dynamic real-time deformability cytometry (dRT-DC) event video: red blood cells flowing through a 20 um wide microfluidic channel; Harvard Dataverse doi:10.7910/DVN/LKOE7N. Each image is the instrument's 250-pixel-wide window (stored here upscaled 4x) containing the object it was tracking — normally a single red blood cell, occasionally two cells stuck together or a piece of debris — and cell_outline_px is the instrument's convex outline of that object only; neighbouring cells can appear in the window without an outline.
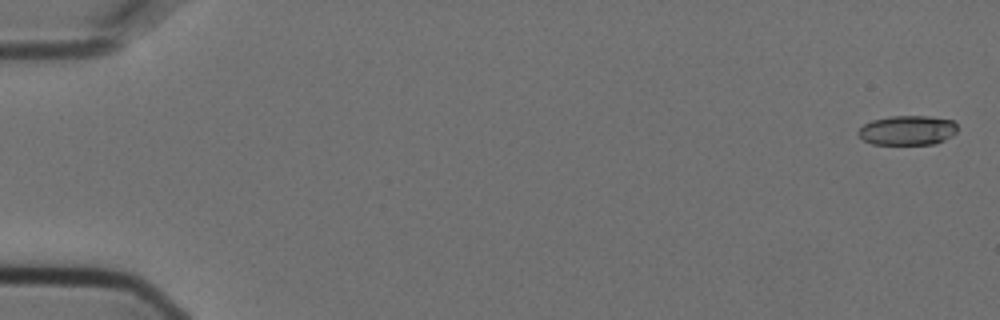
{"species": "Egyptian fruit bat (a non-hibernating species)", "species_latin": "Rousettus aegyptiacus", "temperature_condition": "cold", "stored_images_in_passage": 7, "camera_frame_rate_fps": 3000, "um_per_image_px": 0.085, "animal": {"sex": "female"}, "frame": {"image": 1, "passage_image": 1, "time_ms": 0.0, "image_size_px": [1000, 320], "cell_outline_px": [[956, 132], [952, 136], [936, 144], [872, 144], [864, 140], [856, 132], [864, 124], [872, 120], [892, 116], [928, 116], [952, 120], [956, 124]], "centroid_in_image_um": [77.14, 11.08], "position_along_channel_um": 7.9, "area_um2": 17.05}}
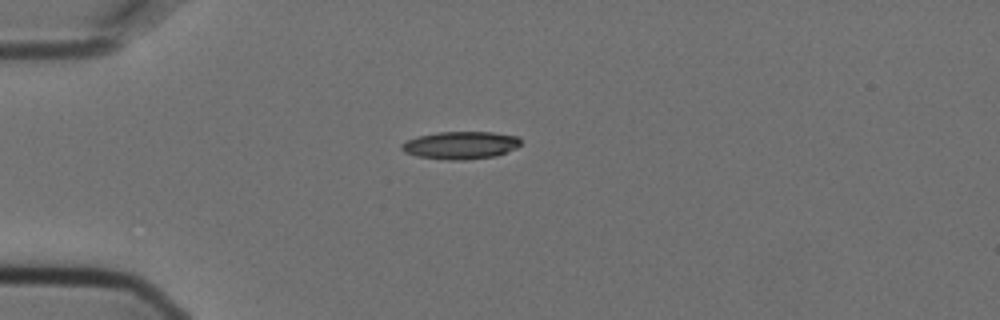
{"frame": {"image": 2, "passage_image": 5, "time_ms": 1.333, "image_size_px": [1000, 320], "cell_outline_px": [[520, 144], [516, 148], [496, 156], [464, 160], [448, 160], [416, 156], [404, 152], [400, 148], [400, 144], [408, 140], [420, 136], [436, 132], [492, 132], [516, 136], [520, 140]], "centroid_in_image_um": [39.13, 12.35], "position_along_channel_um": 45.9, "area_um2": 19.13}}
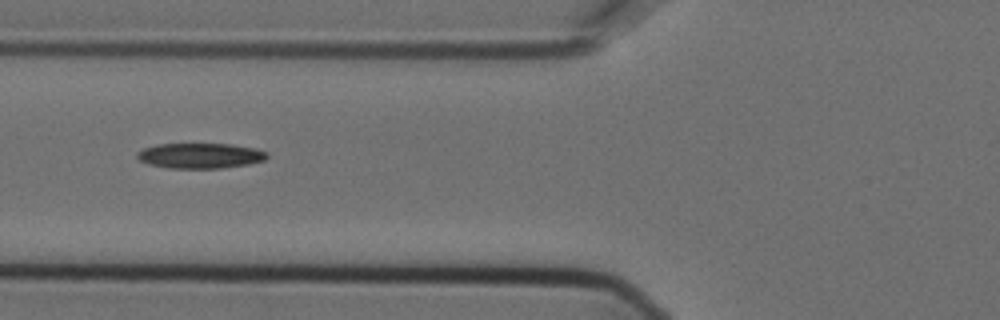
{"frame": {"image": 3, "passage_image": 7, "time_ms": 2.0, "image_size_px": [1000, 320], "cell_outline_px": [[268, 156], [264, 160], [248, 164], [220, 168], [168, 168], [148, 164], [140, 160], [136, 156], [136, 152], [144, 148], [160, 144], [228, 144], [256, 148], [268, 152]], "centroid_in_image_um": [17.02, 13.23], "position_along_channel_um": 108.8, "area_um2": 19.07}}